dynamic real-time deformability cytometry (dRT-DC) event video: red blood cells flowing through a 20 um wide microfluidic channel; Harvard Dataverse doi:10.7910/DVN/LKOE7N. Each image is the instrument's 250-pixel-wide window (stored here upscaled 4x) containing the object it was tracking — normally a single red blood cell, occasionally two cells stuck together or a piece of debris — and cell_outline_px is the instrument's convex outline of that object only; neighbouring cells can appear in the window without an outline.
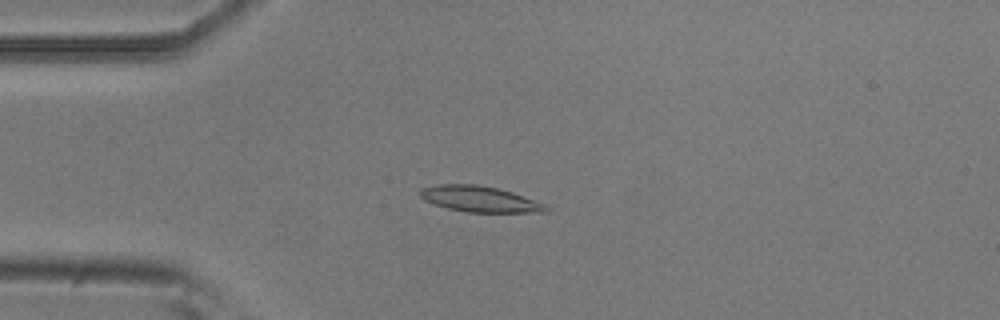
{"species": "common noctule bat (a hibernating species)", "species_latin": "Nyctalus noctula", "temperature_condition": "room temperature", "stored_images_in_passage": 53, "camera_frame_rate_fps": 3000, "um_per_image_px": 0.085, "animal": {"sex": "male", "body_mass_g": 20.5, "forearm_length_mm": 52.5}, "frame": {"image": 1, "passage_image": 13, "time_ms": 4.0, "image_size_px": [1000, 320], "cell_outline_px": [[548, 212], [468, 212], [448, 208], [432, 204], [424, 200], [420, 196], [420, 188], [436, 184], [476, 184], [496, 188], [512, 192], [524, 196], [544, 204], [548, 208]], "centroid_in_image_um": [40.73, 16.91], "position_along_channel_um": 44.3, "area_um2": 18.9}}
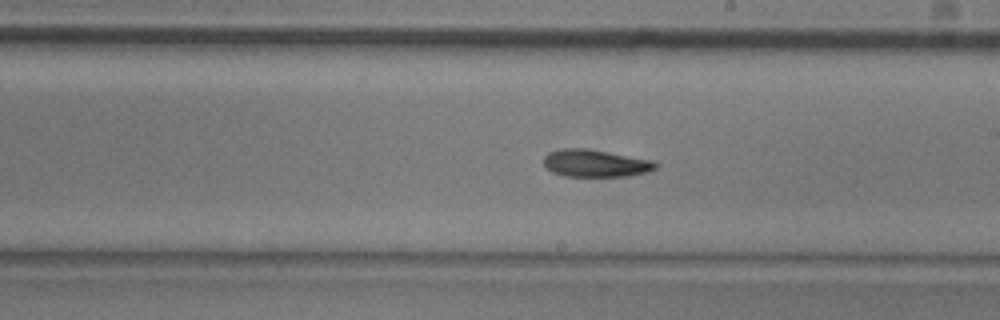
{"frame": {"image": 2, "passage_image": 30, "time_ms": 9.667, "image_size_px": [1000, 320], "cell_outline_px": [[660, 164], [656, 168], [648, 172], [628, 176], [564, 176], [552, 172], [544, 168], [544, 156], [548, 152], [560, 148], [588, 148], [652, 160]], "centroid_in_image_um": [50.59, 13.87], "position_along_channel_um": 238.4, "area_um2": 18.09}}
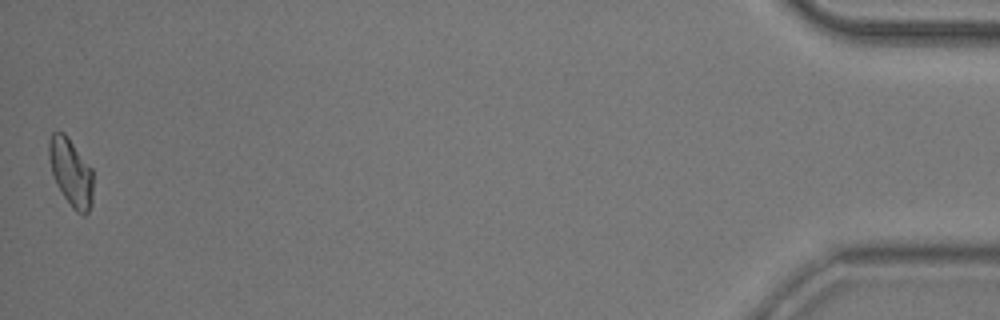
{"frame": {"image": 3, "passage_image": 53, "time_ms": 17.333, "image_size_px": [1000, 320], "cell_outline_px": [[92, 204], [88, 212], [84, 216], [76, 212], [72, 208], [56, 184], [48, 160], [48, 140], [52, 132], [64, 132], [92, 168]], "centroid_in_image_um": [6.01, 14.65], "position_along_channel_um": 429.2, "area_um2": 17.51}, "authors_computed_cell_mechanics": {"area_um2": 18.0914, "velocity_mm_per_s": 3.7362, "shape_relaxation_time_tau1_ms": 7.082, "shape_relaxation_time_tau2_ms": null, "deformation_change_tau1": 0.1672, "deformation_change_tau2": null}}